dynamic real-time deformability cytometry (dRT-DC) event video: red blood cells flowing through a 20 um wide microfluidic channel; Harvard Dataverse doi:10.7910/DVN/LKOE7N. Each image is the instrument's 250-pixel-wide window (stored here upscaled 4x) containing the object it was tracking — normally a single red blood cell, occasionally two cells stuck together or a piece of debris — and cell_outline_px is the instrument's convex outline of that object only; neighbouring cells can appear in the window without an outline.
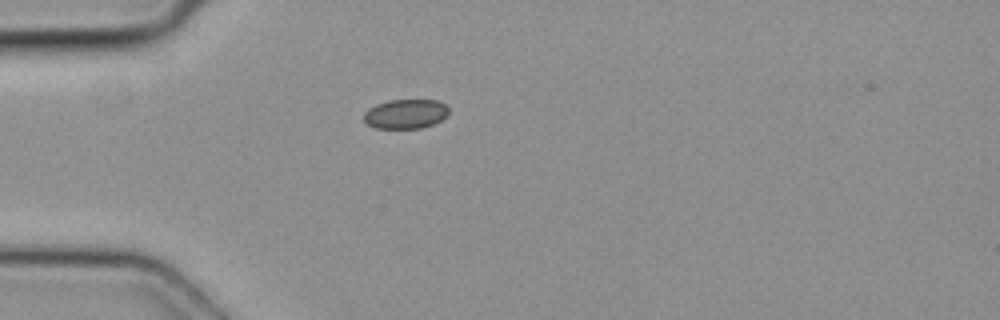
{"species": "common noctule bat (a hibernating species)", "species_latin": "Nyctalus noctula", "temperature_condition": "cold", "stored_images_in_passage": 4, "camera_frame_rate_fps": 3000, "um_per_image_px": 0.085, "animal": {"sex": "female", "body_mass_g": 19.3, "forearm_length_mm": 54.1}, "frame": {"image": 1, "passage_image": 4, "time_ms": 1.0, "image_size_px": [1000, 320], "cell_outline_px": [[448, 112], [440, 120], [432, 124], [420, 128], [376, 128], [368, 124], [364, 120], [364, 112], [368, 108], [376, 104], [388, 100], [436, 100], [444, 104], [448, 108]], "centroid_in_image_um": [34.43, 9.67], "position_along_channel_um": 50.6, "area_um2": 14.39}}